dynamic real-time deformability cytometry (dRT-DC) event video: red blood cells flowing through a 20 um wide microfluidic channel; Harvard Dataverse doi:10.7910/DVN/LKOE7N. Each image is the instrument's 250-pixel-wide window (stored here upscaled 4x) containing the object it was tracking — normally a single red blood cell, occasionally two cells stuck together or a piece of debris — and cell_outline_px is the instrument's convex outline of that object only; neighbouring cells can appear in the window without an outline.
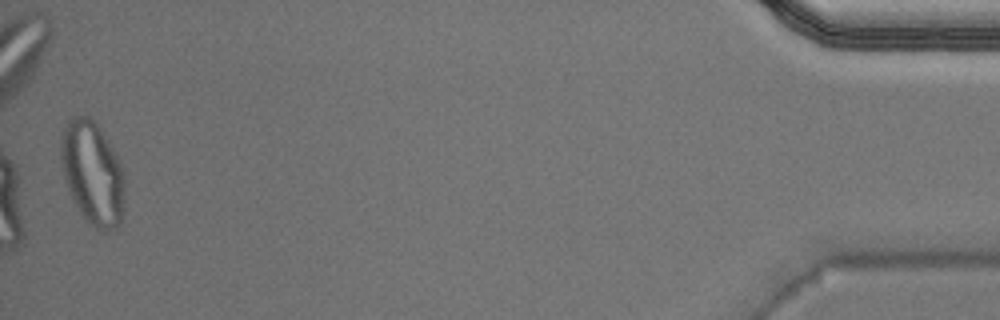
{"species": "Egyptian fruit bat (a non-hibernating species)", "species_latin": "Rousettus aegyptiacus", "temperature_condition": "warm", "stored_images_in_passage": 36, "camera_frame_rate_fps": 3000, "um_per_image_px": 0.085, "animal": {"sex": "male"}, "frame": {"image": 1, "passage_image": 36, "time_ms": 11.667, "image_size_px": [1000, 320], "cell_outline_px": [[124, 184], [120, 224], [116, 228], [108, 232], [104, 232], [88, 224], [84, 220], [68, 188], [64, 176], [60, 156], [60, 140], [64, 128], [68, 120], [72, 116], [88, 116], [96, 124], [108, 140], [116, 156], [124, 180]], "centroid_in_image_um": [7.83, 14.73], "position_along_channel_um": 427.4, "area_um2": 37.92}, "authors_computed_cell_mechanics": {"area_um2": 22.2241, "velocity_mm_per_s": 4.0081, "shape_relaxation_time_tau1_ms": null, "shape_relaxation_time_tau2_ms": 1.5533, "deformation_change_tau1": null, "deformation_change_tau2": 0.0808}}